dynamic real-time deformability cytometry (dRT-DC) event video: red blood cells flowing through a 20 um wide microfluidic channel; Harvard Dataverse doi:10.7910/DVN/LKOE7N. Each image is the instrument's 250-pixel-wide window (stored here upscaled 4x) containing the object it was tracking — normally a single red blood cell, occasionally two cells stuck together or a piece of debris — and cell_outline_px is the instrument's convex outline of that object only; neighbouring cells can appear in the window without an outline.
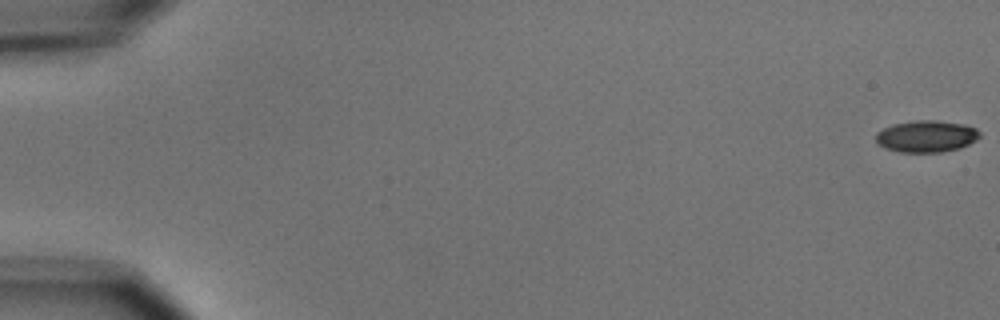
{"species": "common noctule bat (a hibernating species)", "species_latin": "Nyctalus noctula", "temperature_condition": "cold", "stored_images_in_passage": 5, "camera_frame_rate_fps": 3000, "um_per_image_px": 0.085, "animal": {"sex": "male", "body_mass_g": 15.6}, "frame": {"image": 1, "passage_image": 1, "time_ms": 0.0, "image_size_px": [1000, 320], "cell_outline_px": [[980, 136], [976, 140], [960, 148], [940, 152], [900, 152], [884, 148], [876, 144], [876, 132], [892, 124], [916, 120], [932, 120], [964, 124], [976, 128], [980, 132]], "centroid_in_image_um": [78.72, 11.59], "position_along_channel_um": 6.3, "area_um2": 19.31}}
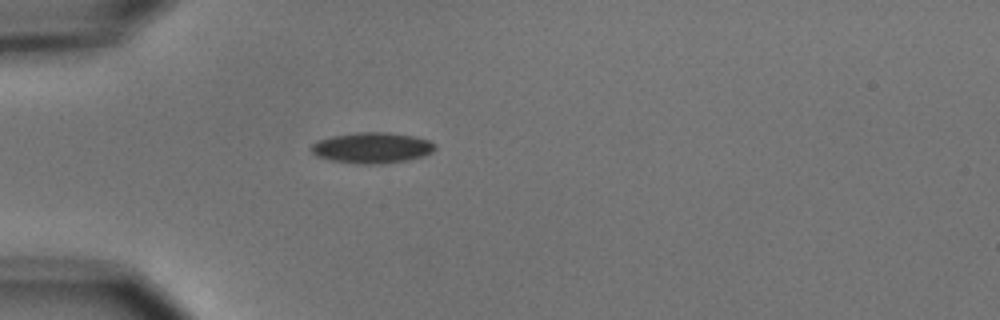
{"frame": {"image": 2, "passage_image": 5, "time_ms": 5.333, "image_size_px": [1000, 320], "cell_outline_px": [[436, 148], [432, 152], [424, 156], [408, 160], [380, 164], [360, 164], [332, 160], [316, 156], [308, 148], [316, 140], [332, 136], [356, 132], [388, 132], [412, 136], [428, 140], [436, 144]], "centroid_in_image_um": [31.6, 12.56], "position_along_channel_um": 53.4, "area_um2": 22.37}}